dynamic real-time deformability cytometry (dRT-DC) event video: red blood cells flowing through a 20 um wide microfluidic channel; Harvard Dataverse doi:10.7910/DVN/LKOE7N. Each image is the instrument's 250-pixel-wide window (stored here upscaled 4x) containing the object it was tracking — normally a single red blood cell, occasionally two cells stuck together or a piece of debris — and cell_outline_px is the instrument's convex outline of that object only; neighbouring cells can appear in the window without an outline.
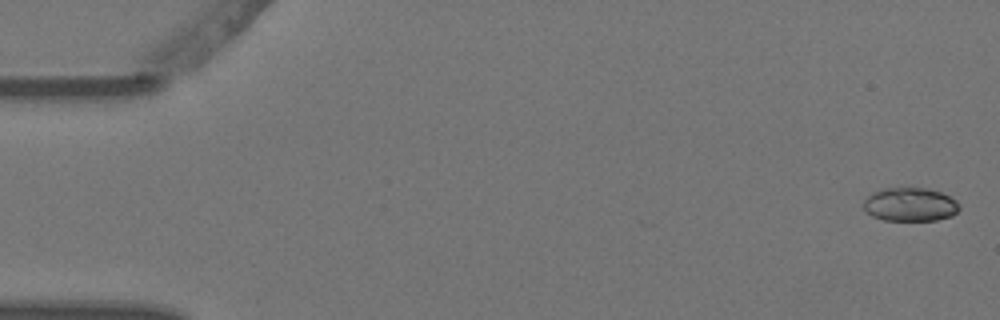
{"species": "Egyptian fruit bat (a non-hibernating species)", "species_latin": "Rousettus aegyptiacus", "temperature_condition": "warm", "stored_images_in_passage": 5, "camera_frame_rate_fps": 3000, "um_per_image_px": 0.085, "animal": {"sex": "female"}, "frame": {"image": 1, "passage_image": 1, "time_ms": 0.0, "image_size_px": [1000, 320], "cell_outline_px": [[960, 208], [952, 216], [936, 220], [884, 220], [872, 216], [864, 208], [864, 200], [872, 192], [884, 188], [928, 188], [940, 192], [956, 200]], "centroid_in_image_um": [77.36, 17.38], "position_along_channel_um": 7.6, "area_um2": 18.67}}
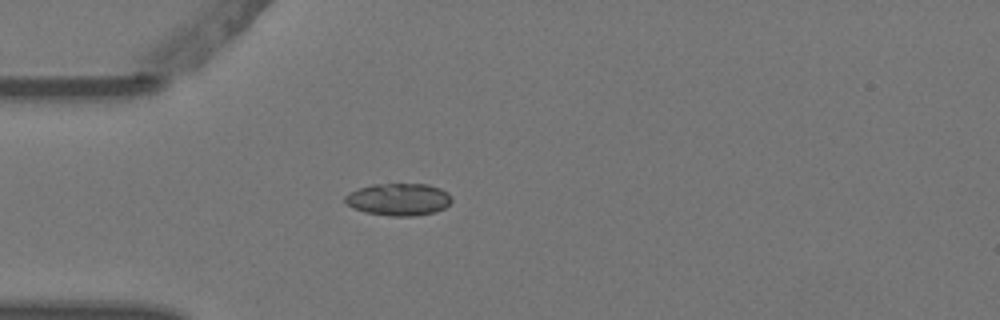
{"frame": {"image": 2, "passage_image": 5, "time_ms": 1.333, "image_size_px": [1000, 320], "cell_outline_px": [[452, 200], [444, 208], [436, 212], [412, 216], [388, 216], [364, 212], [352, 208], [344, 200], [344, 196], [348, 192], [372, 184], [428, 184], [440, 188], [448, 192]], "centroid_in_image_um": [33.87, 16.95], "position_along_channel_um": 51.1, "area_um2": 20.17}}